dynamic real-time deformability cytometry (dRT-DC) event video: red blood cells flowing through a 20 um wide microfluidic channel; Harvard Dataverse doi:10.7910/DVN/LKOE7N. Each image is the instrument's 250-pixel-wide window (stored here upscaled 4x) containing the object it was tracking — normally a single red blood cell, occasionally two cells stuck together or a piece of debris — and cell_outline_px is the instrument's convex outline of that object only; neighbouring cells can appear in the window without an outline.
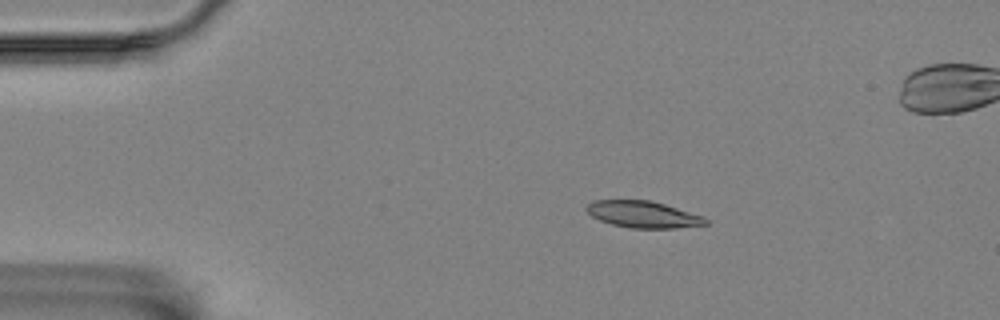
{"species": "Egyptian fruit bat (a non-hibernating species)", "species_latin": "Rousettus aegyptiacus", "temperature_condition": "room temperature", "stored_images_in_passage": 4, "camera_frame_rate_fps": 3000, "um_per_image_px": 0.085, "animal": {"sex": "female"}, "frame": {"image": 1, "passage_image": 1, "time_ms": 0.0, "image_size_px": [1000, 320], "cell_outline_px": [[708, 224], [676, 228], [632, 228], [612, 224], [600, 220], [592, 216], [584, 208], [592, 200], [648, 200], [664, 204], [704, 216], [708, 220]], "centroid_in_image_um": [54.66, 18.22], "position_along_channel_um": 30.3, "area_um2": 18.44}}
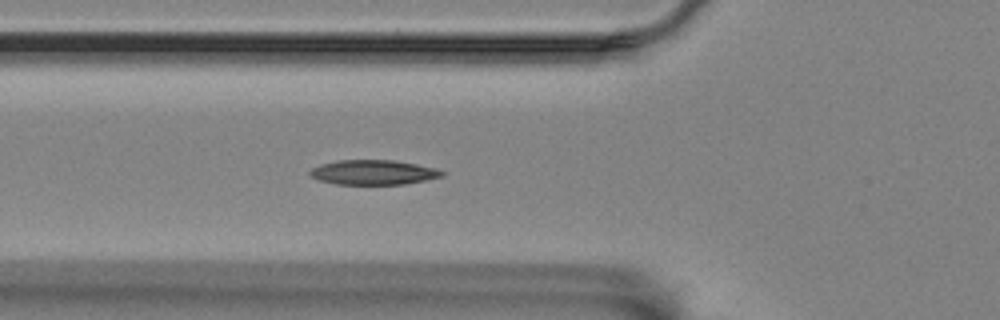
{"frame": {"image": 2, "passage_image": 4, "time_ms": 3.333, "image_size_px": [1000, 320], "cell_outline_px": [[444, 176], [404, 184], [336, 184], [320, 180], [312, 176], [308, 172], [312, 168], [320, 164], [340, 160], [392, 160], [416, 164], [436, 168], [444, 172]], "centroid_in_image_um": [31.74, 14.64], "position_along_channel_um": 94.1, "area_um2": 18.84}}